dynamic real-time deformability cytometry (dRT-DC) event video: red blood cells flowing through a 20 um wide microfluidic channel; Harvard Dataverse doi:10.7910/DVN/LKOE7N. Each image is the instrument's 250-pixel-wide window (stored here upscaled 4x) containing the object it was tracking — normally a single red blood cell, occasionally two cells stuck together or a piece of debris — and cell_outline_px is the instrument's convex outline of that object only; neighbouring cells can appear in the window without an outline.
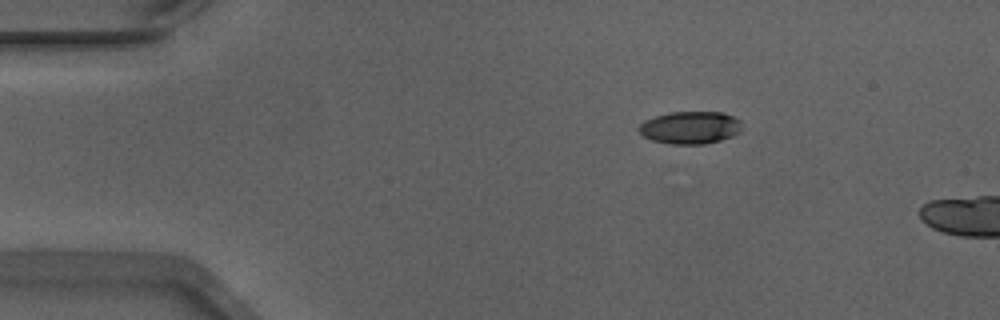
{"species": "Egyptian fruit bat (a non-hibernating species)", "species_latin": "Rousettus aegyptiacus", "temperature_condition": "warm", "stored_images_in_passage": 1, "camera_frame_rate_fps": 3000, "um_per_image_px": 0.085, "animal": {"sex": "male"}, "frame": {"image": 1, "passage_image": 1, "time_ms": 0.0, "image_size_px": [1000, 320], "cell_outline_px": [[724, 116], [720, 136], [712, 140], [664, 140], [668, 116], [700, 112]], "centroid_in_image_um": [58.98, 10.78], "position_along_channel_um": 26.0, "area_um2": 10.35}}